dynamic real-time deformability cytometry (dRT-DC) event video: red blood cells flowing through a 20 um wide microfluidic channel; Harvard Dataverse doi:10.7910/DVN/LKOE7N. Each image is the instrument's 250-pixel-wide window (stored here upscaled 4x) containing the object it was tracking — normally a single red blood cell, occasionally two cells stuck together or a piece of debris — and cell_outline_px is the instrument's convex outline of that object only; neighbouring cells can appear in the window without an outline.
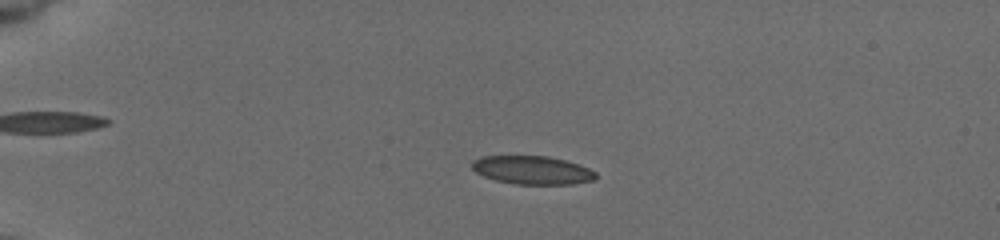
{"species": "common noctule bat (a hibernating species)", "species_latin": "Nyctalus noctula", "temperature_condition": "cold", "stored_images_in_passage": 55, "camera_frame_rate_fps": 3000, "um_per_image_px": 0.085, "animal": {"sex": "female", "body_mass_g": 19.5, "forearm_length_mm": 54.1}, "frame": {"image": 1, "passage_image": 14, "time_ms": 4.333, "image_size_px": [1000, 240], "cell_outline_px": [[596, 180], [572, 184], [516, 184], [496, 180], [484, 176], [476, 172], [472, 168], [472, 160], [480, 156], [548, 156], [580, 164], [596, 172]], "centroid_in_image_um": [45.25, 14.45], "position_along_channel_um": 39.7, "area_um2": 20.52}}
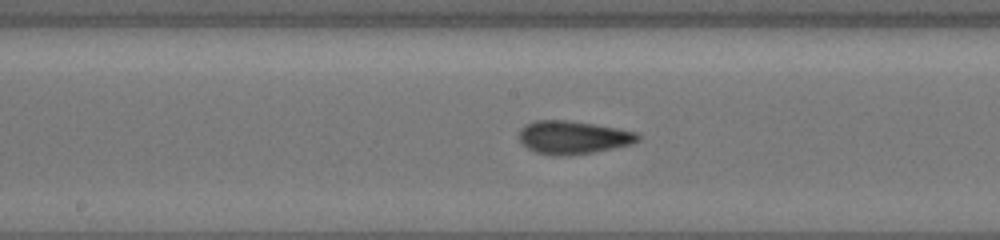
{"frame": {"image": 2, "passage_image": 31, "time_ms": 10.0, "image_size_px": [1000, 240], "cell_outline_px": [[640, 140], [632, 144], [596, 152], [568, 156], [552, 156], [536, 152], [528, 148], [516, 136], [520, 128], [524, 124], [536, 120], [568, 120], [640, 132]], "centroid_in_image_um": [48.7, 11.68], "position_along_channel_um": 199.5, "area_um2": 23.35}}
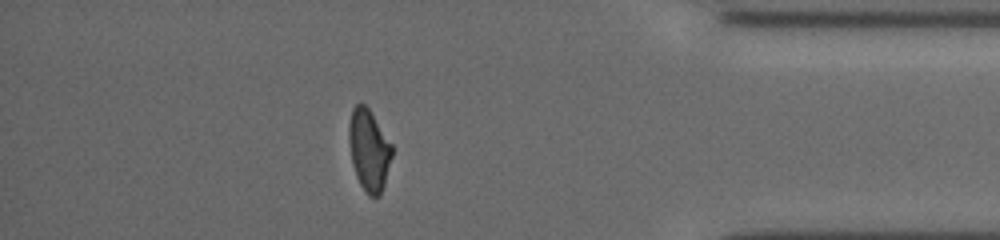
{"frame": {"image": 3, "passage_image": 49, "time_ms": 16.0, "image_size_px": [1000, 240], "cell_outline_px": [[392, 156], [384, 184], [380, 196], [368, 196], [364, 192], [356, 176], [352, 164], [348, 140], [348, 124], [352, 108], [356, 104], [364, 104], [368, 108], [392, 144]], "centroid_in_image_um": [31.34, 12.77], "position_along_channel_um": 403.9, "area_um2": 20.52}, "authors_computed_cell_mechanics": {"area_um2": 21.3282, "velocity_mm_per_s": 3.8477, "shape_relaxation_time_tau1_ms": 6.9582, "shape_relaxation_time_tau2_ms": 1.5288, "deformation_change_tau1": 0.1859, "deformation_change_tau2": 0.0716}}